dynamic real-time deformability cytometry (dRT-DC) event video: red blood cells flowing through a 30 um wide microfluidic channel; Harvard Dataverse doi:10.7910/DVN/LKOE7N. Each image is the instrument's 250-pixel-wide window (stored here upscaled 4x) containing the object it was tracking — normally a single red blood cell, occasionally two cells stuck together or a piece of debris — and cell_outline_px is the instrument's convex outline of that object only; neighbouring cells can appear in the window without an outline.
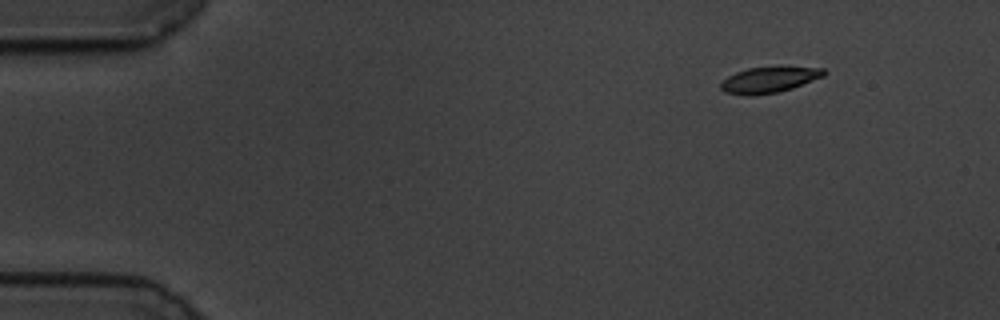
{"species": "common noctule bat (a hibernating species)", "species_latin": "Nyctalus noctula", "temperature_condition": "cold", "stored_images_in_passage": 53, "camera_frame_rate_fps": 3000, "um_per_image_px": 0.085, "animal": {"sex": "male", "body_mass_g": 19.5, "forearm_length_mm": 54.6}, "frame": {"image": 1, "passage_image": 1, "time_ms": 0.0, "image_size_px": [1000, 320], "cell_outline_px": [[828, 72], [824, 76], [792, 88], [776, 92], [752, 96], [724, 92], [720, 88], [720, 84], [728, 76], [736, 72], [748, 68], [776, 64], [824, 68]], "centroid_in_image_um": [65.43, 6.72], "position_along_channel_um": 19.6, "area_um2": 16.18}}
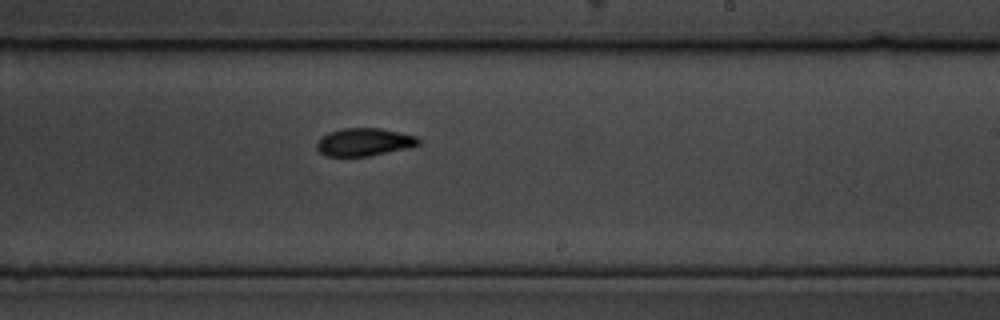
{"frame": {"image": 2, "passage_image": 30, "time_ms": 9.667, "image_size_px": [1000, 320], "cell_outline_px": [[420, 144], [408, 148], [372, 156], [324, 156], [316, 148], [316, 144], [328, 132], [344, 128], [380, 128], [400, 132], [416, 136], [420, 140]], "centroid_in_image_um": [30.98, 12.08], "position_along_channel_um": 258.0, "area_um2": 16.53}}
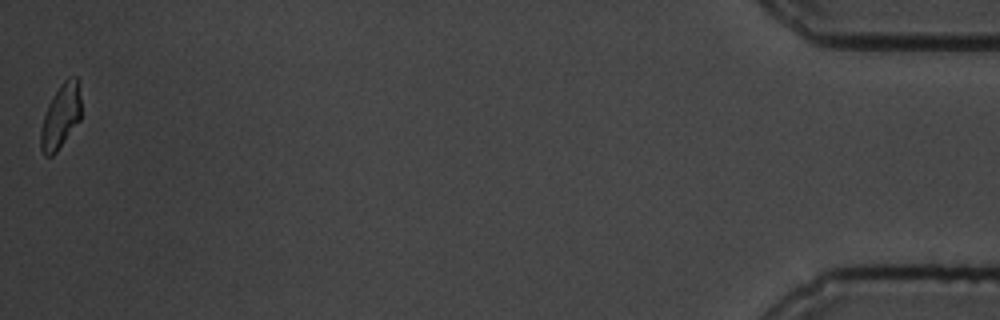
{"frame": {"image": 3, "passage_image": 53, "time_ms": 17.333, "image_size_px": [1000, 320], "cell_outline_px": [[80, 120], [56, 152], [52, 156], [44, 156], [40, 148], [40, 128], [48, 104], [52, 96], [60, 84], [64, 80], [72, 76], [76, 76], [80, 96]], "centroid_in_image_um": [5.13, 9.9], "position_along_channel_um": 430.1, "area_um2": 15.09}, "authors_computed_cell_mechanics": {"area_um2": 16.2996, "velocity_mm_per_s": 3.424, "shape_relaxation_time_tau1_ms": 3.6516, "shape_relaxation_time_tau2_ms": 4.7118, "deformation_change_tau1": 0.1214, "deformation_change_tau2": 0.0812}}